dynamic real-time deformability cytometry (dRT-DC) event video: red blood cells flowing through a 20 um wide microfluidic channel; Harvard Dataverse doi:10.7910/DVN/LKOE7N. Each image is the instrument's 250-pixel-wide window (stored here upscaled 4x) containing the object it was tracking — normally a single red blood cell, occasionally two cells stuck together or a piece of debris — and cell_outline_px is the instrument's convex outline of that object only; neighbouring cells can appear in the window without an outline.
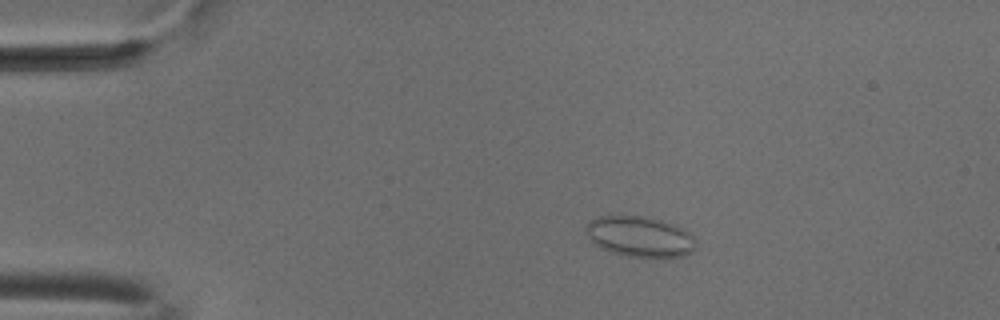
{"species": "common noctule bat (a hibernating species)", "species_latin": "Nyctalus noctula", "temperature_condition": "cold", "stored_images_in_passage": 53, "camera_frame_rate_fps": 3000, "um_per_image_px": 0.085, "animal": {"sex": "male", "body_mass_g": 18.8}, "frame": {"image": 1, "passage_image": 10, "time_ms": 3.0, "image_size_px": [1000, 320], "cell_outline_px": [[692, 252], [684, 256], [652, 260], [648, 260], [624, 256], [600, 248], [584, 232], [588, 220], [596, 216], [644, 216], [660, 220], [684, 228], [692, 236]], "centroid_in_image_um": [54.35, 20.15], "position_along_channel_um": 30.7, "area_um2": 26.53}}
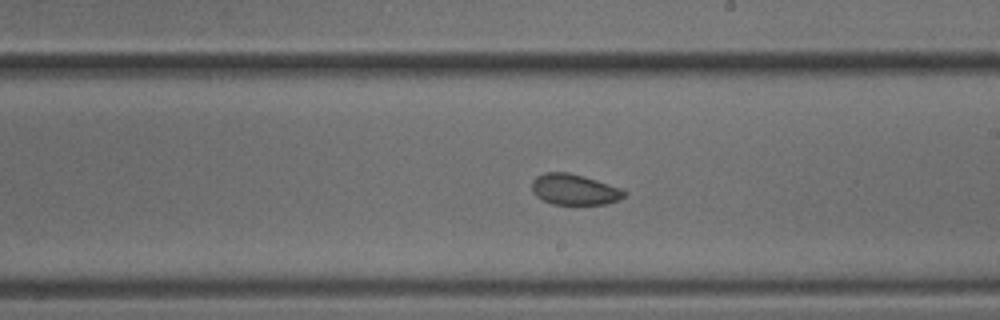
{"frame": {"image": 2, "passage_image": 31, "time_ms": 10.0, "image_size_px": [1000, 320], "cell_outline_px": [[628, 192], [620, 200], [604, 204], [552, 204], [536, 196], [532, 192], [532, 180], [536, 176], [544, 172], [568, 172], [584, 176], [620, 188]], "centroid_in_image_um": [48.8, 16.1], "position_along_channel_um": 240.2, "area_um2": 16.59}}
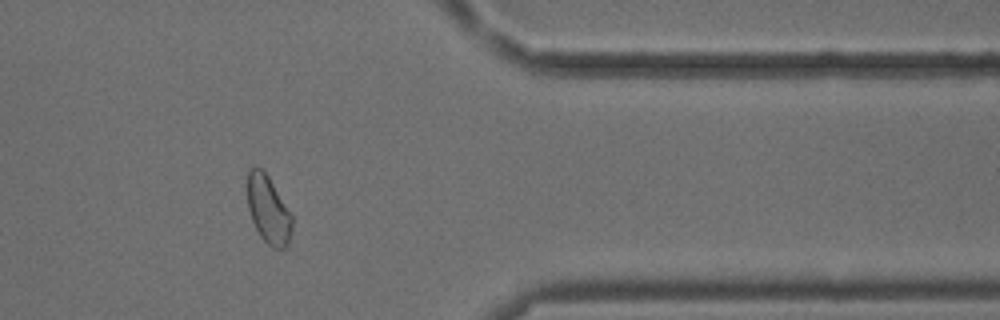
{"frame": {"image": 3, "passage_image": 44, "time_ms": 14.333, "image_size_px": [1000, 320], "cell_outline_px": [[292, 228], [288, 244], [284, 248], [272, 248], [260, 236], [252, 220], [248, 208], [244, 188], [244, 184], [248, 168], [252, 164], [256, 164], [268, 176], [292, 216]], "centroid_in_image_um": [22.72, 17.73], "position_along_channel_um": 388.7, "area_um2": 18.15}, "authors_computed_cell_mechanics": {"area_um2": 18.3804, "velocity_mm_per_s": 3.7833, "shape_relaxation_time_tau1_ms": null, "shape_relaxation_time_tau2_ms": 2.4355, "deformation_change_tau1": null, "deformation_change_tau2": 0.0623}}